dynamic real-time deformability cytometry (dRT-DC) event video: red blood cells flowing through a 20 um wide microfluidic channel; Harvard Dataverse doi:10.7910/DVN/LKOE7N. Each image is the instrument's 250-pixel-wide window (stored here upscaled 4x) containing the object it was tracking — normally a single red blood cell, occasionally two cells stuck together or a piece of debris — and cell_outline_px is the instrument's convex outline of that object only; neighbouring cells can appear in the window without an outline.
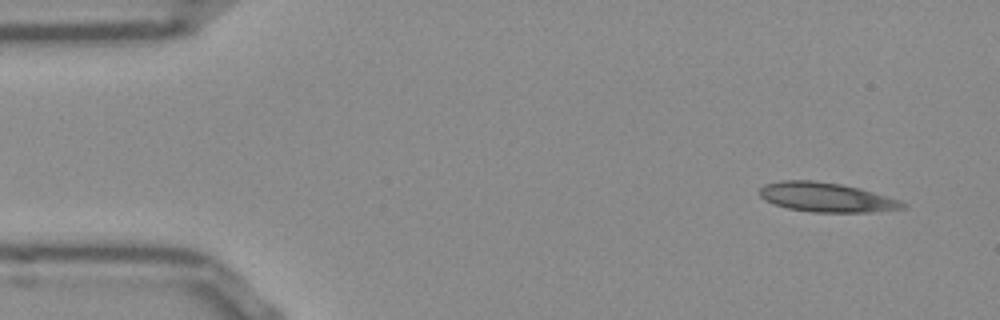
{"species": "Egyptian fruit bat (a non-hibernating species)", "species_latin": "Rousettus aegyptiacus", "temperature_condition": "room temperature", "stored_images_in_passage": 49, "camera_frame_rate_fps": 3000, "um_per_image_px": 0.085, "frame": {"image": 1, "passage_image": 1, "time_ms": 0.0, "image_size_px": [1000, 320], "cell_outline_px": [[908, 208], [872, 212], [812, 212], [788, 208], [776, 204], [760, 196], [760, 188], [764, 184], [780, 180], [812, 180], [840, 184], [860, 188], [900, 200], [908, 204]], "centroid_in_image_um": [70.29, 16.77], "position_along_channel_um": 14.7, "area_um2": 24.45}}
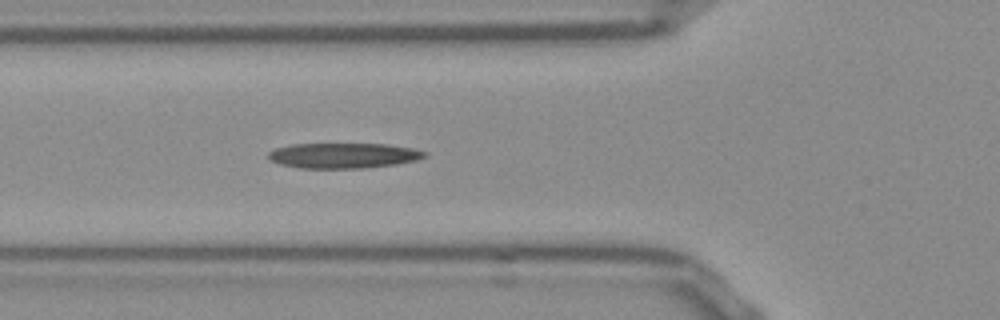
{"frame": {"image": 2, "passage_image": 15, "time_ms": 4.667, "image_size_px": [1000, 320], "cell_outline_px": [[428, 156], [416, 160], [396, 164], [364, 168], [300, 168], [280, 164], [272, 160], [268, 156], [268, 152], [276, 148], [292, 144], [388, 144], [412, 148], [428, 152]], "centroid_in_image_um": [29.23, 13.22], "position_along_channel_um": 96.6, "area_um2": 23.0}}
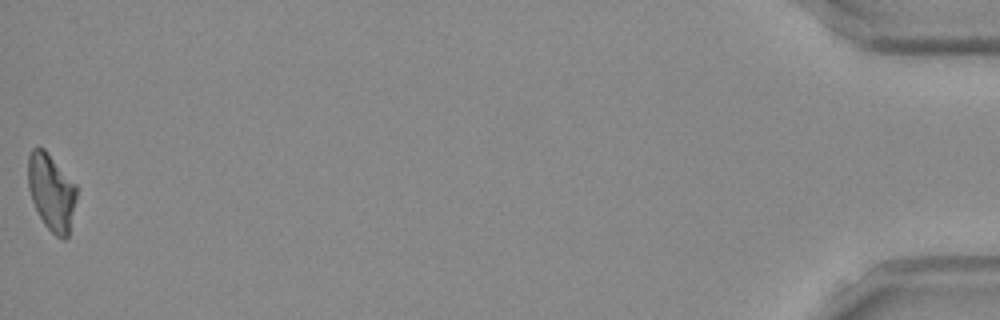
{"frame": {"image": 3, "passage_image": 49, "time_ms": 16.0, "image_size_px": [1000, 320], "cell_outline_px": [[76, 196], [68, 236], [64, 240], [56, 236], [44, 224], [32, 200], [28, 188], [28, 156], [32, 148], [44, 148], [48, 152], [76, 184]], "centroid_in_image_um": [4.36, 16.3], "position_along_channel_um": 430.8, "area_um2": 21.5}}